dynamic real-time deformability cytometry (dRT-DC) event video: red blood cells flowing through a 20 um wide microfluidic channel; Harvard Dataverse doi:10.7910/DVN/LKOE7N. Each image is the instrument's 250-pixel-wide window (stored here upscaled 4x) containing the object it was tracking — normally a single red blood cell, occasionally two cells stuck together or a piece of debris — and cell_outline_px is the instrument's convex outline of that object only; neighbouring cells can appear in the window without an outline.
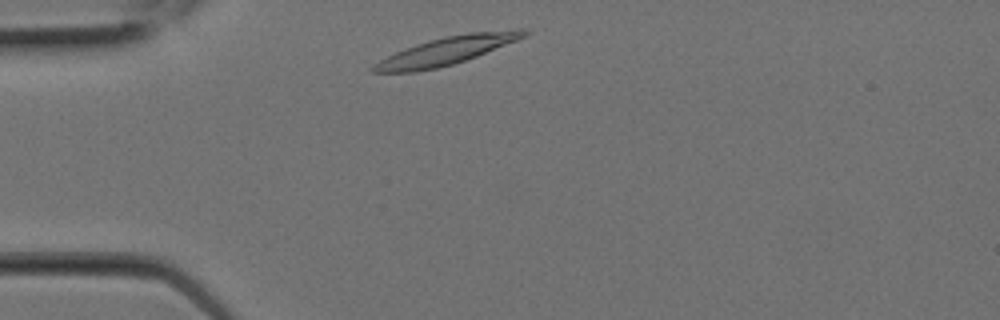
{"species": "Egyptian fruit bat (a non-hibernating species)", "species_latin": "Rousettus aegyptiacus", "temperature_condition": "room temperature", "stored_images_in_passage": 6, "camera_frame_rate_fps": 3000, "um_per_image_px": 0.085, "animal": {"sex": "female"}, "frame": {"image": 1, "passage_image": 1, "time_ms": 0.0, "image_size_px": [1000, 320], "cell_outline_px": [[532, 32], [528, 36], [476, 56], [452, 64], [436, 68], [416, 72], [372, 72], [368, 68], [380, 60], [404, 48], [428, 40], [444, 36], [468, 32], [520, 28], [524, 28]], "centroid_in_image_um": [38.01, 4.28], "position_along_channel_um": 47.0, "area_um2": 24.68}}
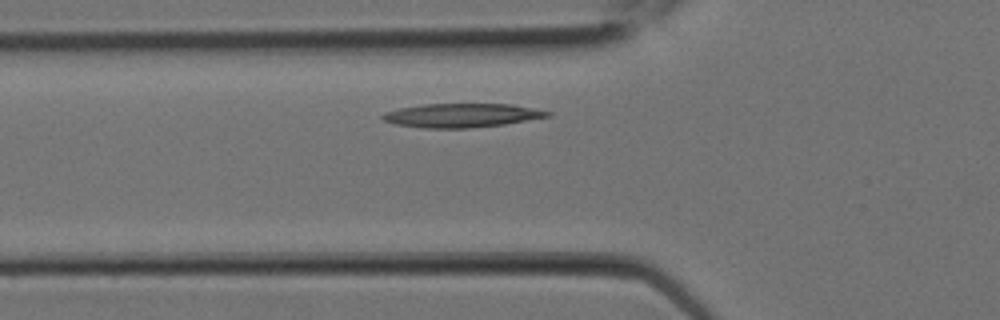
{"frame": {"image": 2, "passage_image": 3, "time_ms": 0.667, "image_size_px": [1000, 320], "cell_outline_px": [[552, 116], [504, 124], [472, 128], [424, 128], [396, 124], [384, 120], [380, 116], [384, 112], [400, 108], [424, 104], [512, 104], [552, 112]], "centroid_in_image_um": [39.26, 9.81], "position_along_channel_um": 86.5, "area_um2": 22.89}}
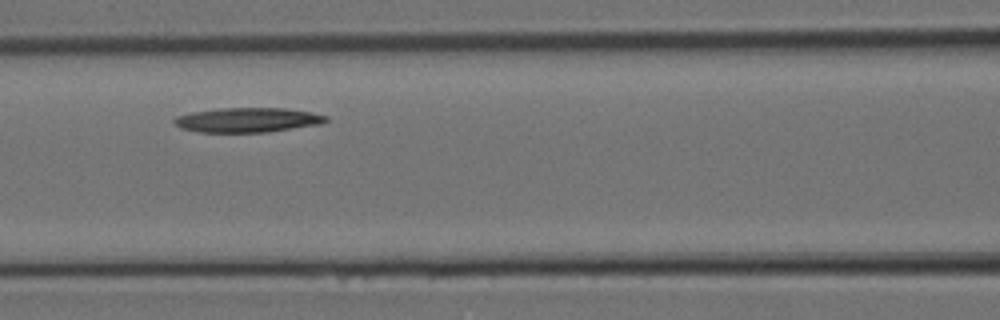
{"frame": {"image": 3, "passage_image": 5, "time_ms": 1.333, "image_size_px": [1000, 320], "cell_outline_px": [[328, 120], [324, 124], [268, 132], [200, 132], [180, 128], [172, 120], [176, 116], [192, 112], [220, 108], [284, 108], [312, 112], [328, 116]], "centroid_in_image_um": [21.09, 10.2], "position_along_channel_um": 145.5, "area_um2": 21.91}}